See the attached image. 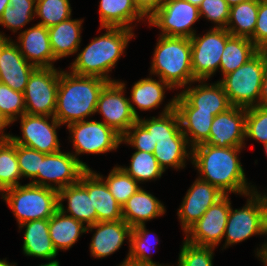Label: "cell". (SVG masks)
Segmentation results:
<instances>
[{"instance_id": "74e56055", "label": "cell", "mask_w": 267, "mask_h": 266, "mask_svg": "<svg viewBox=\"0 0 267 266\" xmlns=\"http://www.w3.org/2000/svg\"><path fill=\"white\" fill-rule=\"evenodd\" d=\"M121 168L138 183L161 178L165 172L152 153L137 150L132 154L130 166Z\"/></svg>"}, {"instance_id": "f1b7e54d", "label": "cell", "mask_w": 267, "mask_h": 266, "mask_svg": "<svg viewBox=\"0 0 267 266\" xmlns=\"http://www.w3.org/2000/svg\"><path fill=\"white\" fill-rule=\"evenodd\" d=\"M86 229V225L59 209L49 218V235L57 252L71 248Z\"/></svg>"}, {"instance_id": "60d3db41", "label": "cell", "mask_w": 267, "mask_h": 266, "mask_svg": "<svg viewBox=\"0 0 267 266\" xmlns=\"http://www.w3.org/2000/svg\"><path fill=\"white\" fill-rule=\"evenodd\" d=\"M25 113L24 94L0 82V114L11 125ZM19 117V118H18Z\"/></svg>"}, {"instance_id": "52a82bcc", "label": "cell", "mask_w": 267, "mask_h": 266, "mask_svg": "<svg viewBox=\"0 0 267 266\" xmlns=\"http://www.w3.org/2000/svg\"><path fill=\"white\" fill-rule=\"evenodd\" d=\"M243 208L230 211L224 232L223 248L245 241L254 235H267V195L257 190L246 195Z\"/></svg>"}, {"instance_id": "ee69618b", "label": "cell", "mask_w": 267, "mask_h": 266, "mask_svg": "<svg viewBox=\"0 0 267 266\" xmlns=\"http://www.w3.org/2000/svg\"><path fill=\"white\" fill-rule=\"evenodd\" d=\"M214 247L198 246L183 241L178 266H213Z\"/></svg>"}, {"instance_id": "44dd1931", "label": "cell", "mask_w": 267, "mask_h": 266, "mask_svg": "<svg viewBox=\"0 0 267 266\" xmlns=\"http://www.w3.org/2000/svg\"><path fill=\"white\" fill-rule=\"evenodd\" d=\"M94 229L95 233L90 243L91 256L103 259L119 250L125 239L130 241L132 227L122 219L96 222L88 226L86 231L92 232Z\"/></svg>"}, {"instance_id": "9a60e30c", "label": "cell", "mask_w": 267, "mask_h": 266, "mask_svg": "<svg viewBox=\"0 0 267 266\" xmlns=\"http://www.w3.org/2000/svg\"><path fill=\"white\" fill-rule=\"evenodd\" d=\"M85 170L73 153L61 151L48 153L41 161L38 170V185L60 191L77 183Z\"/></svg>"}, {"instance_id": "836d02e7", "label": "cell", "mask_w": 267, "mask_h": 266, "mask_svg": "<svg viewBox=\"0 0 267 266\" xmlns=\"http://www.w3.org/2000/svg\"><path fill=\"white\" fill-rule=\"evenodd\" d=\"M157 81L156 79L143 78L134 83L131 88V100L137 108L141 111H147L151 109H155L162 103L165 98V89L172 88L162 81L160 78Z\"/></svg>"}, {"instance_id": "6125c7cd", "label": "cell", "mask_w": 267, "mask_h": 266, "mask_svg": "<svg viewBox=\"0 0 267 266\" xmlns=\"http://www.w3.org/2000/svg\"><path fill=\"white\" fill-rule=\"evenodd\" d=\"M124 266H136V265H131V264H126ZM165 266V265H164ZM167 266V265H166ZM169 266V265H168Z\"/></svg>"}, {"instance_id": "5bb4252c", "label": "cell", "mask_w": 267, "mask_h": 266, "mask_svg": "<svg viewBox=\"0 0 267 266\" xmlns=\"http://www.w3.org/2000/svg\"><path fill=\"white\" fill-rule=\"evenodd\" d=\"M230 206L229 195H224L185 232L184 240L198 246L214 248L218 246L224 238Z\"/></svg>"}, {"instance_id": "d590c367", "label": "cell", "mask_w": 267, "mask_h": 266, "mask_svg": "<svg viewBox=\"0 0 267 266\" xmlns=\"http://www.w3.org/2000/svg\"><path fill=\"white\" fill-rule=\"evenodd\" d=\"M22 179L16 156V144L10 139L0 140V186L6 190L19 186Z\"/></svg>"}, {"instance_id": "ab89813d", "label": "cell", "mask_w": 267, "mask_h": 266, "mask_svg": "<svg viewBox=\"0 0 267 266\" xmlns=\"http://www.w3.org/2000/svg\"><path fill=\"white\" fill-rule=\"evenodd\" d=\"M69 0H36L35 16L41 21L37 24L50 28L71 17Z\"/></svg>"}, {"instance_id": "ac0fdd59", "label": "cell", "mask_w": 267, "mask_h": 266, "mask_svg": "<svg viewBox=\"0 0 267 266\" xmlns=\"http://www.w3.org/2000/svg\"><path fill=\"white\" fill-rule=\"evenodd\" d=\"M225 194L209 182L199 178L187 190L185 197L177 211L182 229L186 232L206 212V210Z\"/></svg>"}, {"instance_id": "db71d44e", "label": "cell", "mask_w": 267, "mask_h": 266, "mask_svg": "<svg viewBox=\"0 0 267 266\" xmlns=\"http://www.w3.org/2000/svg\"><path fill=\"white\" fill-rule=\"evenodd\" d=\"M3 33H0V55H1V48L2 46L10 39L8 37H5Z\"/></svg>"}, {"instance_id": "cb8c5ba5", "label": "cell", "mask_w": 267, "mask_h": 266, "mask_svg": "<svg viewBox=\"0 0 267 266\" xmlns=\"http://www.w3.org/2000/svg\"><path fill=\"white\" fill-rule=\"evenodd\" d=\"M165 212L164 204L140 187L122 206V219L133 228L145 225L146 221L157 218Z\"/></svg>"}, {"instance_id": "83f0119b", "label": "cell", "mask_w": 267, "mask_h": 266, "mask_svg": "<svg viewBox=\"0 0 267 266\" xmlns=\"http://www.w3.org/2000/svg\"><path fill=\"white\" fill-rule=\"evenodd\" d=\"M175 110L178 112L181 130L189 146L193 148L206 143L215 115L212 112L198 111V108H175Z\"/></svg>"}, {"instance_id": "4fadbf2b", "label": "cell", "mask_w": 267, "mask_h": 266, "mask_svg": "<svg viewBox=\"0 0 267 266\" xmlns=\"http://www.w3.org/2000/svg\"><path fill=\"white\" fill-rule=\"evenodd\" d=\"M49 119H51L50 123ZM20 120L22 136H13L12 134L9 136L15 144L46 154L61 151L56 131L61 124L54 116L24 113Z\"/></svg>"}, {"instance_id": "1f68e13d", "label": "cell", "mask_w": 267, "mask_h": 266, "mask_svg": "<svg viewBox=\"0 0 267 266\" xmlns=\"http://www.w3.org/2000/svg\"><path fill=\"white\" fill-rule=\"evenodd\" d=\"M260 50L249 38L231 35L221 55L219 69L223 76L247 63Z\"/></svg>"}, {"instance_id": "8fae6325", "label": "cell", "mask_w": 267, "mask_h": 266, "mask_svg": "<svg viewBox=\"0 0 267 266\" xmlns=\"http://www.w3.org/2000/svg\"><path fill=\"white\" fill-rule=\"evenodd\" d=\"M231 34L225 28H214L203 36L196 33L191 40L192 72L196 80L211 78L218 71L221 55Z\"/></svg>"}, {"instance_id": "484cf974", "label": "cell", "mask_w": 267, "mask_h": 266, "mask_svg": "<svg viewBox=\"0 0 267 266\" xmlns=\"http://www.w3.org/2000/svg\"><path fill=\"white\" fill-rule=\"evenodd\" d=\"M100 29L118 27L133 30V21L144 18L148 20L135 6L133 0H100Z\"/></svg>"}, {"instance_id": "e575fe53", "label": "cell", "mask_w": 267, "mask_h": 266, "mask_svg": "<svg viewBox=\"0 0 267 266\" xmlns=\"http://www.w3.org/2000/svg\"><path fill=\"white\" fill-rule=\"evenodd\" d=\"M153 239L156 243L159 241L157 237H154ZM150 241L151 234L146 229L145 225L133 227L130 234L129 253L127 254L126 259L119 266H124L126 264L136 266H163L162 264L153 262L151 255H148L150 253Z\"/></svg>"}, {"instance_id": "30bf717a", "label": "cell", "mask_w": 267, "mask_h": 266, "mask_svg": "<svg viewBox=\"0 0 267 266\" xmlns=\"http://www.w3.org/2000/svg\"><path fill=\"white\" fill-rule=\"evenodd\" d=\"M60 70L37 67L30 75L24 91L25 113L54 116L57 104Z\"/></svg>"}, {"instance_id": "e0dca14e", "label": "cell", "mask_w": 267, "mask_h": 266, "mask_svg": "<svg viewBox=\"0 0 267 266\" xmlns=\"http://www.w3.org/2000/svg\"><path fill=\"white\" fill-rule=\"evenodd\" d=\"M246 108L231 106L217 114L206 144L215 147H245Z\"/></svg>"}, {"instance_id": "f6af8a7d", "label": "cell", "mask_w": 267, "mask_h": 266, "mask_svg": "<svg viewBox=\"0 0 267 266\" xmlns=\"http://www.w3.org/2000/svg\"><path fill=\"white\" fill-rule=\"evenodd\" d=\"M200 17L214 22V28H225L229 20L230 6L225 0H203L199 5Z\"/></svg>"}, {"instance_id": "681fc988", "label": "cell", "mask_w": 267, "mask_h": 266, "mask_svg": "<svg viewBox=\"0 0 267 266\" xmlns=\"http://www.w3.org/2000/svg\"><path fill=\"white\" fill-rule=\"evenodd\" d=\"M259 105H267V67L261 85Z\"/></svg>"}, {"instance_id": "7bdbcfd3", "label": "cell", "mask_w": 267, "mask_h": 266, "mask_svg": "<svg viewBox=\"0 0 267 266\" xmlns=\"http://www.w3.org/2000/svg\"><path fill=\"white\" fill-rule=\"evenodd\" d=\"M45 155L46 153L16 144V156L21 176L32 179L31 184L38 185V170Z\"/></svg>"}, {"instance_id": "8d00e7d4", "label": "cell", "mask_w": 267, "mask_h": 266, "mask_svg": "<svg viewBox=\"0 0 267 266\" xmlns=\"http://www.w3.org/2000/svg\"><path fill=\"white\" fill-rule=\"evenodd\" d=\"M35 8L36 0H9L0 18V25L15 33L34 19Z\"/></svg>"}, {"instance_id": "816d5d0a", "label": "cell", "mask_w": 267, "mask_h": 266, "mask_svg": "<svg viewBox=\"0 0 267 266\" xmlns=\"http://www.w3.org/2000/svg\"><path fill=\"white\" fill-rule=\"evenodd\" d=\"M9 126V124L5 121V119L0 114V140L7 139L10 136V133L5 134V127Z\"/></svg>"}, {"instance_id": "9f6ffc18", "label": "cell", "mask_w": 267, "mask_h": 266, "mask_svg": "<svg viewBox=\"0 0 267 266\" xmlns=\"http://www.w3.org/2000/svg\"><path fill=\"white\" fill-rule=\"evenodd\" d=\"M0 266H16V263H9L6 259L1 260L0 259Z\"/></svg>"}, {"instance_id": "277c9868", "label": "cell", "mask_w": 267, "mask_h": 266, "mask_svg": "<svg viewBox=\"0 0 267 266\" xmlns=\"http://www.w3.org/2000/svg\"><path fill=\"white\" fill-rule=\"evenodd\" d=\"M150 73L158 75L172 89L197 82L192 72L190 38L160 35Z\"/></svg>"}, {"instance_id": "d6a6232c", "label": "cell", "mask_w": 267, "mask_h": 266, "mask_svg": "<svg viewBox=\"0 0 267 266\" xmlns=\"http://www.w3.org/2000/svg\"><path fill=\"white\" fill-rule=\"evenodd\" d=\"M258 15V0H248L230 7L226 30L233 36L249 38L253 33Z\"/></svg>"}, {"instance_id": "2e32d148", "label": "cell", "mask_w": 267, "mask_h": 266, "mask_svg": "<svg viewBox=\"0 0 267 266\" xmlns=\"http://www.w3.org/2000/svg\"><path fill=\"white\" fill-rule=\"evenodd\" d=\"M196 87L186 86L175 96V108H198V111L212 112L215 116L231 107L227 94L217 81L208 84L197 80Z\"/></svg>"}, {"instance_id": "bcb514c9", "label": "cell", "mask_w": 267, "mask_h": 266, "mask_svg": "<svg viewBox=\"0 0 267 266\" xmlns=\"http://www.w3.org/2000/svg\"><path fill=\"white\" fill-rule=\"evenodd\" d=\"M121 142L134 147L137 151L152 153L155 149L154 138L138 121L122 136Z\"/></svg>"}, {"instance_id": "6f0895ef", "label": "cell", "mask_w": 267, "mask_h": 266, "mask_svg": "<svg viewBox=\"0 0 267 266\" xmlns=\"http://www.w3.org/2000/svg\"><path fill=\"white\" fill-rule=\"evenodd\" d=\"M185 1H187V2H189V3H191V4L196 5V6L199 7V5L201 4V2H202L203 0H185Z\"/></svg>"}, {"instance_id": "4316f807", "label": "cell", "mask_w": 267, "mask_h": 266, "mask_svg": "<svg viewBox=\"0 0 267 266\" xmlns=\"http://www.w3.org/2000/svg\"><path fill=\"white\" fill-rule=\"evenodd\" d=\"M83 20L71 19L70 17L48 28L51 49L57 60L73 55L80 50Z\"/></svg>"}, {"instance_id": "8992f818", "label": "cell", "mask_w": 267, "mask_h": 266, "mask_svg": "<svg viewBox=\"0 0 267 266\" xmlns=\"http://www.w3.org/2000/svg\"><path fill=\"white\" fill-rule=\"evenodd\" d=\"M2 199L11 208L18 225L49 219L58 210V191L31 183L6 189Z\"/></svg>"}, {"instance_id": "d4e9b609", "label": "cell", "mask_w": 267, "mask_h": 266, "mask_svg": "<svg viewBox=\"0 0 267 266\" xmlns=\"http://www.w3.org/2000/svg\"><path fill=\"white\" fill-rule=\"evenodd\" d=\"M87 192L97 213V222L122 220V206L110 193L104 180L87 169Z\"/></svg>"}, {"instance_id": "91938a15", "label": "cell", "mask_w": 267, "mask_h": 266, "mask_svg": "<svg viewBox=\"0 0 267 266\" xmlns=\"http://www.w3.org/2000/svg\"><path fill=\"white\" fill-rule=\"evenodd\" d=\"M4 191H5V190L0 186V193L2 192V193H1L2 198H3V195H4Z\"/></svg>"}, {"instance_id": "11a10c76", "label": "cell", "mask_w": 267, "mask_h": 266, "mask_svg": "<svg viewBox=\"0 0 267 266\" xmlns=\"http://www.w3.org/2000/svg\"><path fill=\"white\" fill-rule=\"evenodd\" d=\"M227 2V4L231 7L233 5L239 4L241 2H245L248 0H225Z\"/></svg>"}, {"instance_id": "ba28073f", "label": "cell", "mask_w": 267, "mask_h": 266, "mask_svg": "<svg viewBox=\"0 0 267 266\" xmlns=\"http://www.w3.org/2000/svg\"><path fill=\"white\" fill-rule=\"evenodd\" d=\"M72 138L73 154L85 168L91 169L77 158L80 154H102L116 150L122 143V137L102 121L83 120L67 125Z\"/></svg>"}, {"instance_id": "5b68a950", "label": "cell", "mask_w": 267, "mask_h": 266, "mask_svg": "<svg viewBox=\"0 0 267 266\" xmlns=\"http://www.w3.org/2000/svg\"><path fill=\"white\" fill-rule=\"evenodd\" d=\"M267 67V52L260 50L247 63L218 81L231 106L250 108L259 105L261 85Z\"/></svg>"}, {"instance_id": "d6986e66", "label": "cell", "mask_w": 267, "mask_h": 266, "mask_svg": "<svg viewBox=\"0 0 267 266\" xmlns=\"http://www.w3.org/2000/svg\"><path fill=\"white\" fill-rule=\"evenodd\" d=\"M64 200L68 201L67 209L63 205ZM58 209L87 227L97 222V213L87 192V169L77 183L58 191Z\"/></svg>"}, {"instance_id": "7dc6e473", "label": "cell", "mask_w": 267, "mask_h": 266, "mask_svg": "<svg viewBox=\"0 0 267 266\" xmlns=\"http://www.w3.org/2000/svg\"><path fill=\"white\" fill-rule=\"evenodd\" d=\"M253 44L259 50L267 48V0H258V15L253 33Z\"/></svg>"}, {"instance_id": "94428289", "label": "cell", "mask_w": 267, "mask_h": 266, "mask_svg": "<svg viewBox=\"0 0 267 266\" xmlns=\"http://www.w3.org/2000/svg\"><path fill=\"white\" fill-rule=\"evenodd\" d=\"M265 154L267 155V144H264Z\"/></svg>"}, {"instance_id": "f907efd6", "label": "cell", "mask_w": 267, "mask_h": 266, "mask_svg": "<svg viewBox=\"0 0 267 266\" xmlns=\"http://www.w3.org/2000/svg\"><path fill=\"white\" fill-rule=\"evenodd\" d=\"M257 258L259 257L261 262L264 263V266H267V242L262 244V247L257 248Z\"/></svg>"}, {"instance_id": "b9f144b4", "label": "cell", "mask_w": 267, "mask_h": 266, "mask_svg": "<svg viewBox=\"0 0 267 266\" xmlns=\"http://www.w3.org/2000/svg\"><path fill=\"white\" fill-rule=\"evenodd\" d=\"M245 138L267 144V105L246 108Z\"/></svg>"}, {"instance_id": "7a4b0ae2", "label": "cell", "mask_w": 267, "mask_h": 266, "mask_svg": "<svg viewBox=\"0 0 267 266\" xmlns=\"http://www.w3.org/2000/svg\"><path fill=\"white\" fill-rule=\"evenodd\" d=\"M109 81L60 70L54 117L61 125L85 120L95 114L99 94Z\"/></svg>"}, {"instance_id": "f546056e", "label": "cell", "mask_w": 267, "mask_h": 266, "mask_svg": "<svg viewBox=\"0 0 267 266\" xmlns=\"http://www.w3.org/2000/svg\"><path fill=\"white\" fill-rule=\"evenodd\" d=\"M191 149L192 148L189 146L186 137H169L160 139L156 142L153 155L164 171H166V168L168 167L177 170L185 168L186 159H189L190 157L189 160H191Z\"/></svg>"}, {"instance_id": "6da1fadb", "label": "cell", "mask_w": 267, "mask_h": 266, "mask_svg": "<svg viewBox=\"0 0 267 266\" xmlns=\"http://www.w3.org/2000/svg\"><path fill=\"white\" fill-rule=\"evenodd\" d=\"M243 147H215L206 143L191 149V163L199 172V179L209 182L225 195L247 194L257 190L248 183L238 153Z\"/></svg>"}, {"instance_id": "f35d334b", "label": "cell", "mask_w": 267, "mask_h": 266, "mask_svg": "<svg viewBox=\"0 0 267 266\" xmlns=\"http://www.w3.org/2000/svg\"><path fill=\"white\" fill-rule=\"evenodd\" d=\"M97 174L104 180L110 193L114 196L120 206H123L140 188L138 182L127 174L121 166H115L106 179L103 178V175L99 173Z\"/></svg>"}, {"instance_id": "9c48e42d", "label": "cell", "mask_w": 267, "mask_h": 266, "mask_svg": "<svg viewBox=\"0 0 267 266\" xmlns=\"http://www.w3.org/2000/svg\"><path fill=\"white\" fill-rule=\"evenodd\" d=\"M125 83L121 81L108 82L101 90L96 112L103 115V121L121 137L140 118L129 98L125 97ZM124 94V95H123Z\"/></svg>"}, {"instance_id": "603a6c76", "label": "cell", "mask_w": 267, "mask_h": 266, "mask_svg": "<svg viewBox=\"0 0 267 266\" xmlns=\"http://www.w3.org/2000/svg\"><path fill=\"white\" fill-rule=\"evenodd\" d=\"M19 229L25 227L23 253L26 256L38 257L49 260V263H57L54 260L58 255L49 235V219H38L22 223ZM53 261H50L52 260Z\"/></svg>"}, {"instance_id": "4dcf8cb0", "label": "cell", "mask_w": 267, "mask_h": 266, "mask_svg": "<svg viewBox=\"0 0 267 266\" xmlns=\"http://www.w3.org/2000/svg\"><path fill=\"white\" fill-rule=\"evenodd\" d=\"M138 122L154 138V144L160 139L169 137H186L181 130L178 112L175 110V97L165 105L158 117L139 118Z\"/></svg>"}, {"instance_id": "7402d4cb", "label": "cell", "mask_w": 267, "mask_h": 266, "mask_svg": "<svg viewBox=\"0 0 267 266\" xmlns=\"http://www.w3.org/2000/svg\"><path fill=\"white\" fill-rule=\"evenodd\" d=\"M18 35L17 46L29 63L35 67H54L57 59L51 49L47 27L36 24Z\"/></svg>"}, {"instance_id": "f5cc1de1", "label": "cell", "mask_w": 267, "mask_h": 266, "mask_svg": "<svg viewBox=\"0 0 267 266\" xmlns=\"http://www.w3.org/2000/svg\"><path fill=\"white\" fill-rule=\"evenodd\" d=\"M9 5V0H0V18L3 15L4 9Z\"/></svg>"}, {"instance_id": "ffe728a7", "label": "cell", "mask_w": 267, "mask_h": 266, "mask_svg": "<svg viewBox=\"0 0 267 266\" xmlns=\"http://www.w3.org/2000/svg\"><path fill=\"white\" fill-rule=\"evenodd\" d=\"M20 53L15 41L9 39L1 48L0 82L14 91L24 93L31 73L36 69Z\"/></svg>"}, {"instance_id": "7c38bea8", "label": "cell", "mask_w": 267, "mask_h": 266, "mask_svg": "<svg viewBox=\"0 0 267 266\" xmlns=\"http://www.w3.org/2000/svg\"><path fill=\"white\" fill-rule=\"evenodd\" d=\"M199 18L198 6L185 0H164L147 21L161 30L160 35L191 38L196 33L192 25Z\"/></svg>"}, {"instance_id": "3957f363", "label": "cell", "mask_w": 267, "mask_h": 266, "mask_svg": "<svg viewBox=\"0 0 267 266\" xmlns=\"http://www.w3.org/2000/svg\"><path fill=\"white\" fill-rule=\"evenodd\" d=\"M105 29L103 35L95 37L77 54L69 67L72 73L97 76L109 82L117 81L112 80L108 74L125 52L130 39L135 36L131 29L118 27H105Z\"/></svg>"}, {"instance_id": "c3c4849f", "label": "cell", "mask_w": 267, "mask_h": 266, "mask_svg": "<svg viewBox=\"0 0 267 266\" xmlns=\"http://www.w3.org/2000/svg\"><path fill=\"white\" fill-rule=\"evenodd\" d=\"M137 9L147 19L162 5L164 0H133Z\"/></svg>"}, {"instance_id": "680465c9", "label": "cell", "mask_w": 267, "mask_h": 266, "mask_svg": "<svg viewBox=\"0 0 267 266\" xmlns=\"http://www.w3.org/2000/svg\"><path fill=\"white\" fill-rule=\"evenodd\" d=\"M39 266H60L59 264H57V263H45V264H41V265H39Z\"/></svg>"}]
</instances>
